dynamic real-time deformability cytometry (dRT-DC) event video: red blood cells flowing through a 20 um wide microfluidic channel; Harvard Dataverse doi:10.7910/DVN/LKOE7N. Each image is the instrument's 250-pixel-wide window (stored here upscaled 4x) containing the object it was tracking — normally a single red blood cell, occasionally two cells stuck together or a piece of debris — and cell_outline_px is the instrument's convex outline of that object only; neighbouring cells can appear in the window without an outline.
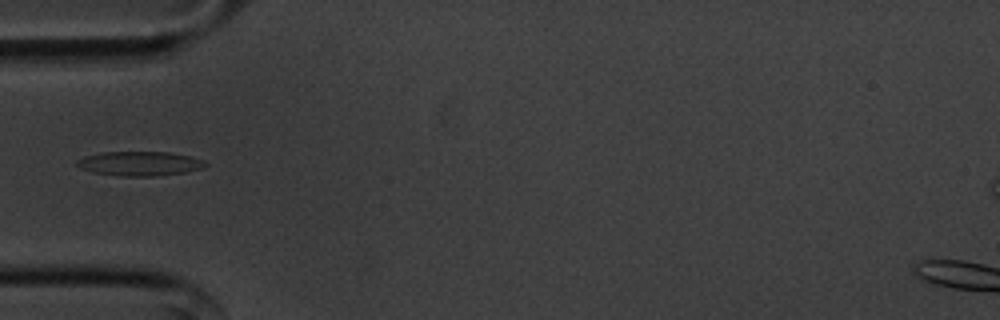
{"species": "common noctule bat (a hibernating species)", "species_latin": "Nyctalus noctula", "temperature_condition": "cold", "stored_images_in_passage": 38, "camera_frame_rate_fps": 3000, "um_per_image_px": 0.085, "animal": {"sex": "male", "body_mass_g": 20.1, "forearm_length_mm": 53.5}, "frame": {"image": 1, "passage_image": 1, "time_ms": 0.0, "image_size_px": [1000, 320], "cell_outline_px": [[208, 164], [200, 168], [184, 172], [156, 176], [120, 176], [92, 172], [80, 168], [76, 164], [76, 160], [84, 156], [100, 152], [168, 152], [192, 156], [204, 160]], "centroid_in_image_um": [11.84, 13.9], "position_along_channel_um": 73.2, "area_um2": 18.26}}
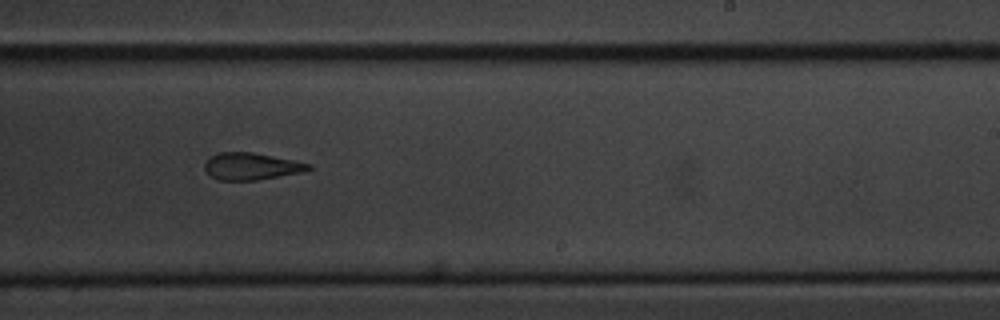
{"frame": {"image": 2, "passage_image": 17, "time_ms": 5.333, "image_size_px": [1000, 320], "cell_outline_px": [[312, 168], [304, 172], [256, 180], [220, 180], [212, 176], [204, 168], [204, 164], [212, 156], [220, 152], [252, 152], [312, 164]], "centroid_in_image_um": [21.39, 14.14], "position_along_channel_um": 267.6, "area_um2": 16.13}}
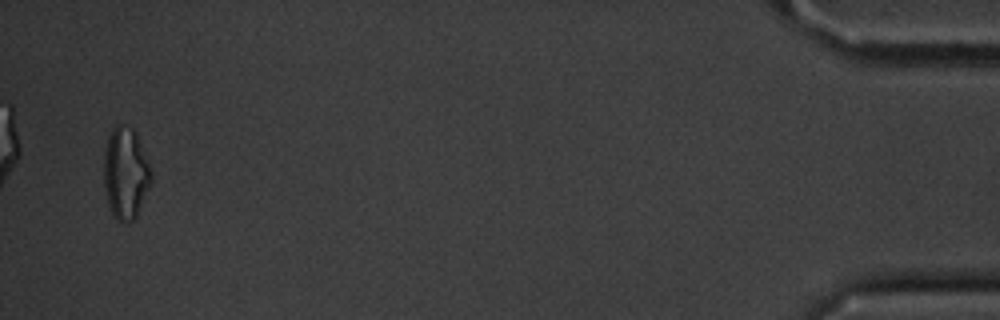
{"frame": {"image": 3, "passage_image": 37, "time_ms": 12.0, "image_size_px": [1000, 320], "cell_outline_px": [[152, 180], [136, 216], [132, 220], [124, 224], [116, 220], [112, 216], [104, 192], [104, 152], [108, 136], [112, 128], [116, 124], [120, 124], [132, 128], [136, 132], [148, 160], [152, 172]], "centroid_in_image_um": [10.66, 14.73], "position_along_channel_um": 424.5, "area_um2": 25.61}}